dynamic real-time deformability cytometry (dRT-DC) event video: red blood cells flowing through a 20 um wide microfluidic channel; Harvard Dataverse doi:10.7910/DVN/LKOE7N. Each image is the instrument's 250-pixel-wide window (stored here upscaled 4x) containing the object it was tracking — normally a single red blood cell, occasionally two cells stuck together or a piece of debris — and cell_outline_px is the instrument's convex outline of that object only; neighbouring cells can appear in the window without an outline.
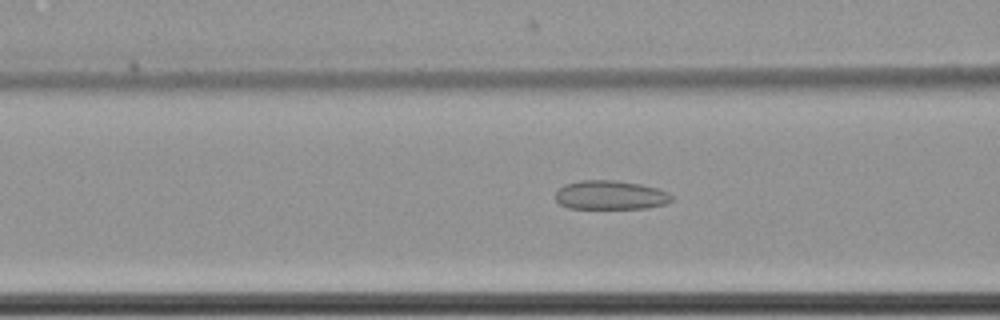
{"species": "common noctule bat (a hibernating species)", "species_latin": "Nyctalus noctula", "temperature_condition": "cold", "stored_images_in_passage": 54, "camera_frame_rate_fps": 3000, "um_per_image_px": 0.085, "animal": {"sex": "female", "body_mass_g": 22.7, "forearm_length_mm": 54.2}, "frame": {"image": 1, "passage_image": 19, "time_ms": 6.0, "image_size_px": [1000, 320], "cell_outline_px": [[672, 200], [664, 204], [648, 208], [568, 208], [560, 204], [556, 200], [556, 192], [564, 184], [580, 180], [616, 180], [640, 184], [656, 188], [668, 192], [672, 196]], "centroid_in_image_um": [51.87, 16.58], "position_along_channel_um": 114.7, "area_um2": 19.59}}
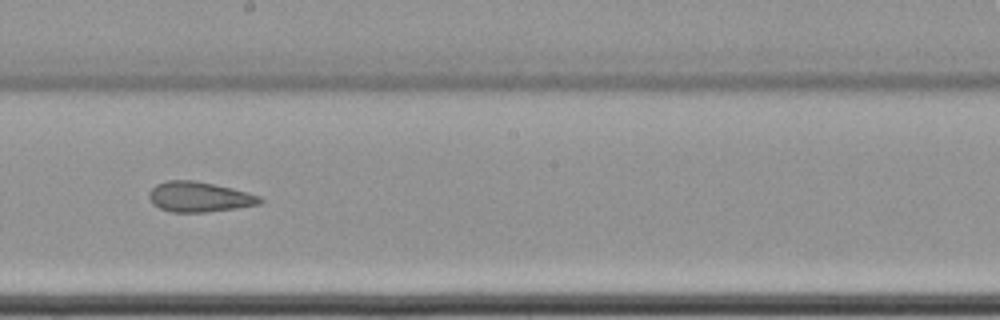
{"frame": {"image": 2, "passage_image": 29, "time_ms": 9.333, "image_size_px": [1000, 320], "cell_outline_px": [[264, 200], [260, 204], [236, 208], [204, 212], [172, 212], [160, 208], [152, 204], [148, 196], [148, 192], [156, 184], [168, 180], [196, 180], [232, 188], [260, 196]], "centroid_in_image_um": [16.91, 16.73], "position_along_channel_um": 231.3, "area_um2": 19.54}}
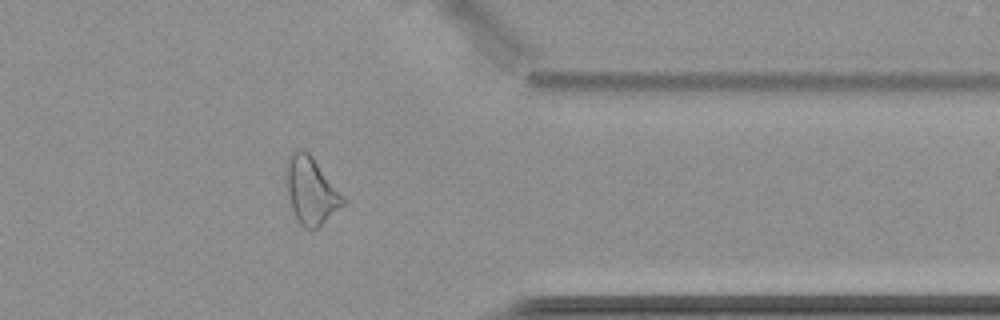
{"frame": {"image": 3, "passage_image": 43, "time_ms": 14.0, "image_size_px": [1000, 320], "cell_outline_px": [[344, 204], [320, 228], [304, 228], [300, 224], [292, 208], [288, 196], [284, 168], [284, 160], [292, 152], [300, 148], [308, 152], [312, 156], [344, 196]], "centroid_in_image_um": [26.4, 16.17], "position_along_channel_um": 385.0, "area_um2": 22.43}, "authors_computed_cell_mechanics": {"area_um2": 21.7328, "velocity_mm_per_s": 3.4927, "shape_relaxation_time_tau1_ms": null, "shape_relaxation_time_tau2_ms": 3.6654, "deformation_change_tau1": null, "deformation_change_tau2": 0.1133}}